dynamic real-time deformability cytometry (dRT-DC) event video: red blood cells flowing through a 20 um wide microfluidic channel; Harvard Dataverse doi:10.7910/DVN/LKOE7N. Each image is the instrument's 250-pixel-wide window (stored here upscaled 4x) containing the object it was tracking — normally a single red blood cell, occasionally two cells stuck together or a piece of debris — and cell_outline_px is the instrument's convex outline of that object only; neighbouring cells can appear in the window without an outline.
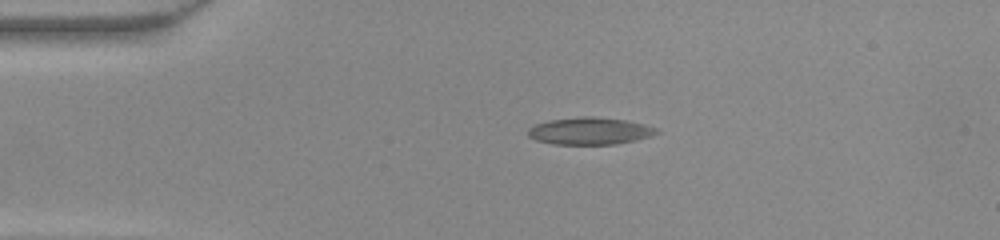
{"species": "common noctule bat (a hibernating species)", "species_latin": "Nyctalus noctula", "temperature_condition": "warm", "stored_images_in_passage": 39, "camera_frame_rate_fps": 3000, "um_per_image_px": 0.085, "animal": {"sex": "female", "body_mass_g": 22.0, "forearm_length_mm": 56.7}, "frame": {"image": 1, "passage_image": 1, "time_ms": 0.0, "image_size_px": [1000, 240], "cell_outline_px": [[660, 132], [652, 136], [636, 140], [616, 144], [552, 144], [536, 140], [528, 136], [528, 128], [536, 124], [552, 120], [584, 116], [592, 116], [624, 120], [644, 124], [656, 128]], "centroid_in_image_um": [50.15, 11.14], "position_along_channel_um": 34.9, "area_um2": 20.23}}
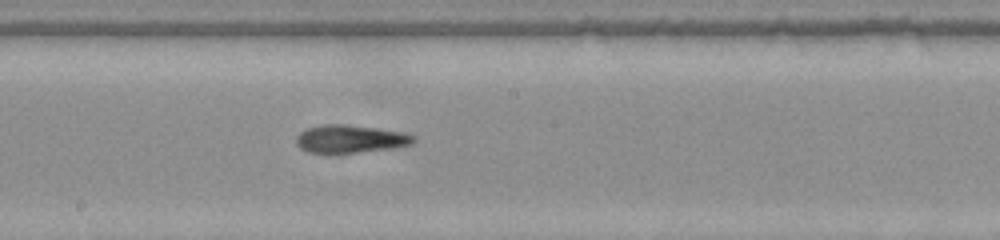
{"frame": {"image": 2, "passage_image": 17, "time_ms": 5.333, "image_size_px": [1000, 240], "cell_outline_px": [[416, 140], [412, 144], [396, 148], [356, 152], [308, 152], [300, 148], [296, 144], [296, 136], [300, 132], [308, 128], [324, 124], [348, 124], [376, 128], [400, 132], [416, 136]], "centroid_in_image_um": [29.79, 11.8], "position_along_channel_um": 218.4, "area_um2": 18.96}}
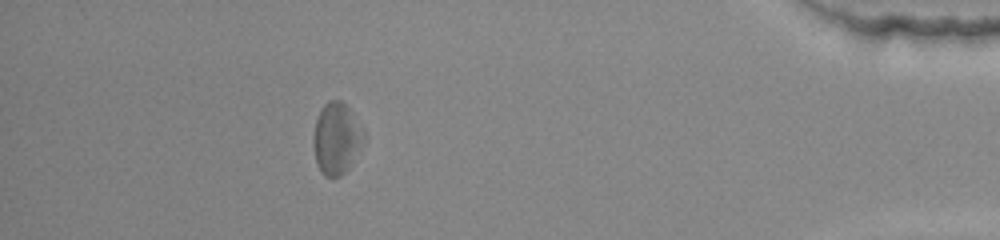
{"frame": {"image": 3, "passage_image": 34, "time_ms": 11.0, "image_size_px": [1000, 240], "cell_outline_px": [[364, 144], [348, 168], [340, 176], [324, 176], [320, 172], [316, 164], [312, 144], [312, 136], [316, 120], [320, 108], [328, 100], [340, 100], [348, 108], [364, 128]], "centroid_in_image_um": [28.58, 11.77], "position_along_channel_um": 406.6, "area_um2": 21.33}}